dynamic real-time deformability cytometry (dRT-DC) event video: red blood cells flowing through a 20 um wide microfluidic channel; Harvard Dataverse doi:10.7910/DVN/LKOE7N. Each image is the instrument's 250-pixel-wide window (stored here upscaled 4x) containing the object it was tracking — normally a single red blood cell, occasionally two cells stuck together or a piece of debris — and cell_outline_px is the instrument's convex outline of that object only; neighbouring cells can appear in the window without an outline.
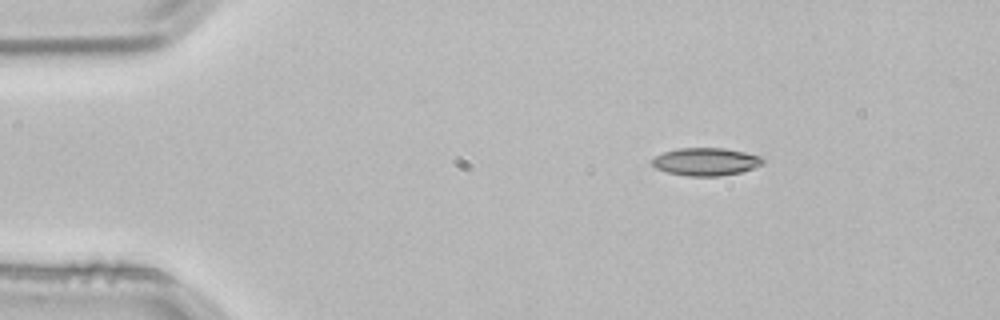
{"species": "common noctule bat (a hibernating species)", "species_latin": "Nyctalus noctula", "temperature_condition": "room temperature", "stored_images_in_passage": 2, "camera_frame_rate_fps": 3000, "um_per_image_px": 0.085, "animal": {"sex": "male", "body_mass_g": 21.5, "forearm_length_mm": 52.0}, "frame": {"image": 1, "passage_image": 1, "time_ms": 0.0, "image_size_px": [1000, 320], "cell_outline_px": [[764, 164], [740, 172], [720, 176], [688, 176], [668, 172], [656, 168], [648, 160], [664, 152], [676, 148], [724, 148], [744, 152], [760, 156], [764, 160]], "centroid_in_image_um": [59.97, 13.74], "position_along_channel_um": 25.0, "area_um2": 17.92}}